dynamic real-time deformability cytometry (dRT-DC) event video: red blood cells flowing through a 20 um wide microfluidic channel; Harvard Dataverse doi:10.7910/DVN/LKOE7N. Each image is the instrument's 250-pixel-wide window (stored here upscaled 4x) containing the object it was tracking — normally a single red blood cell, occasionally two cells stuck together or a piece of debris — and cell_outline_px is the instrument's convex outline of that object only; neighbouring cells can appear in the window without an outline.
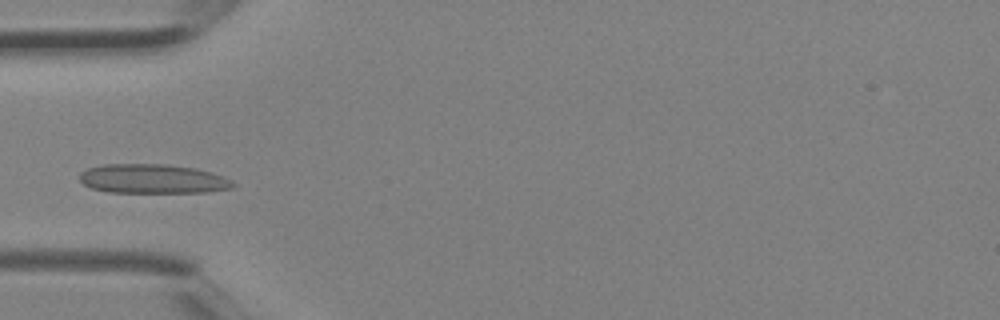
{"species": "Egyptian fruit bat (a non-hibernating species)", "species_latin": "Rousettus aegyptiacus", "temperature_condition": "room temperature", "stored_images_in_passage": 3, "camera_frame_rate_fps": 3000, "um_per_image_px": 0.085, "animal": {"sex": "female"}, "frame": {"image": 1, "passage_image": 3, "time_ms": 0.667, "image_size_px": [1000, 320], "cell_outline_px": [[236, 184], [232, 188], [204, 192], [108, 192], [92, 188], [84, 184], [80, 180], [80, 172], [88, 168], [104, 164], [164, 164], [196, 168], [212, 172], [232, 180]], "centroid_in_image_um": [12.99, 15.19], "position_along_channel_um": 72.0, "area_um2": 26.13}}